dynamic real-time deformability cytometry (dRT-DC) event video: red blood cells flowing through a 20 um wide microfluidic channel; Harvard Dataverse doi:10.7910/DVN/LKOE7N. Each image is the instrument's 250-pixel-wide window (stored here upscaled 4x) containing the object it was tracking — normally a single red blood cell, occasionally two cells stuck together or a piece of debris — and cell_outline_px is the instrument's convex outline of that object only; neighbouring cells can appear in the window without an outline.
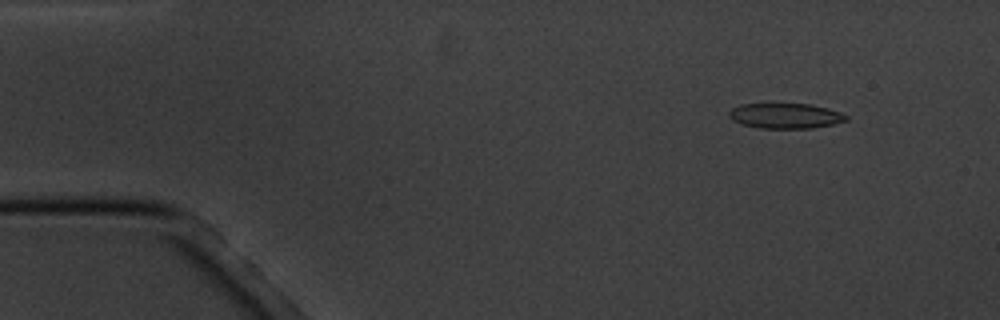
{"species": "common noctule bat (a hibernating species)", "species_latin": "Nyctalus noctula", "temperature_condition": "cold", "stored_images_in_passage": 4, "camera_frame_rate_fps": 3000, "um_per_image_px": 0.085, "animal": {"sex": "male", "body_mass_g": 20.1, "forearm_length_mm": 53.5}, "frame": {"image": 1, "passage_image": 2, "time_ms": 1.333, "image_size_px": [1000, 320], "cell_outline_px": [[848, 120], [832, 124], [812, 128], [760, 128], [744, 124], [732, 120], [728, 116], [728, 112], [732, 108], [740, 104], [812, 104], [828, 108], [840, 112], [848, 116]], "centroid_in_image_um": [66.76, 9.84], "position_along_channel_um": 18.2, "area_um2": 17.17}}
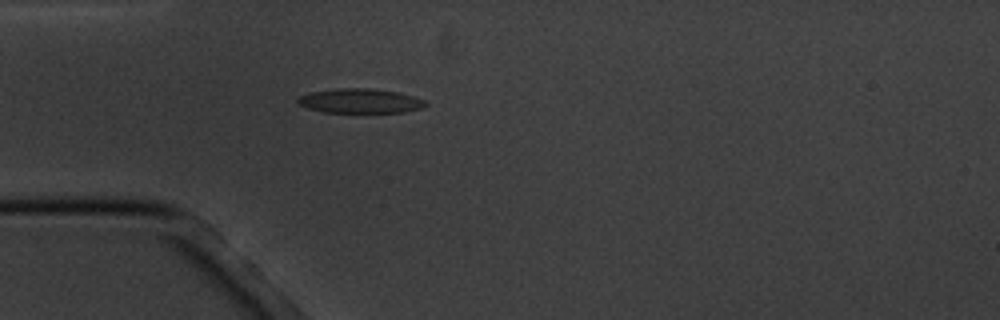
{"frame": {"image": 2, "passage_image": 4, "time_ms": 4.667, "image_size_px": [1000, 320], "cell_outline_px": [[428, 104], [420, 108], [404, 112], [324, 112], [308, 108], [300, 104], [296, 100], [300, 96], [312, 92], [344, 88], [368, 88], [400, 92], [424, 100]], "centroid_in_image_um": [30.64, 8.58], "position_along_channel_um": 54.4, "area_um2": 17.92}}